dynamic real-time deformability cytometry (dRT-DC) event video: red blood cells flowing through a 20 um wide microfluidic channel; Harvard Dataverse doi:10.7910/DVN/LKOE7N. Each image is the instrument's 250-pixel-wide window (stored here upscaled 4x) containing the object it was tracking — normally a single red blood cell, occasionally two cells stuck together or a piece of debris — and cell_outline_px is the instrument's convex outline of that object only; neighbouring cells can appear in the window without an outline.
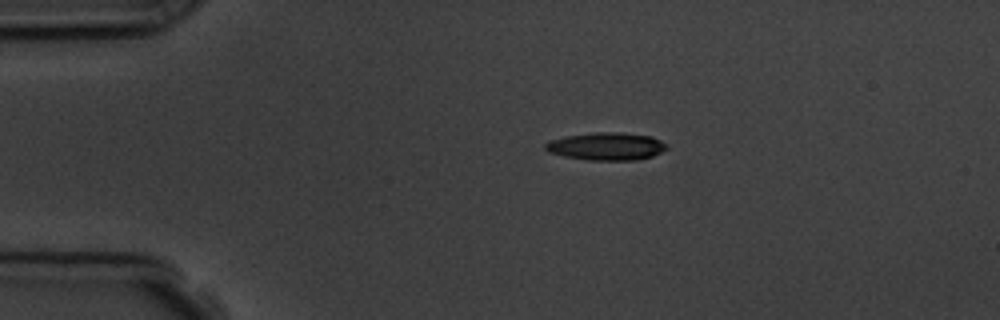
{"species": "common noctule bat (a hibernating species)", "species_latin": "Nyctalus noctula", "temperature_condition": "room temperature", "stored_images_in_passage": 2, "camera_frame_rate_fps": 3000, "um_per_image_px": 0.085, "animal": {"sex": "male", "body_mass_g": 19.5, "forearm_length_mm": 54.6}, "frame": {"image": 1, "passage_image": 1, "time_ms": 0.0, "image_size_px": [1000, 320], "cell_outline_px": [[668, 148], [652, 156], [636, 160], [588, 160], [564, 156], [548, 152], [544, 148], [544, 144], [548, 140], [568, 136], [596, 132], [620, 132], [652, 136], [660, 140]], "centroid_in_image_um": [51.51, 12.44], "position_along_channel_um": 33.5, "area_um2": 19.54}}